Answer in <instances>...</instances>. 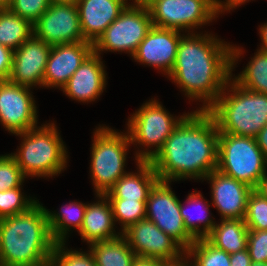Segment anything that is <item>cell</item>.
<instances>
[{"label":"cell","mask_w":267,"mask_h":266,"mask_svg":"<svg viewBox=\"0 0 267 266\" xmlns=\"http://www.w3.org/2000/svg\"><path fill=\"white\" fill-rule=\"evenodd\" d=\"M241 52L240 48L223 43L211 34H183L168 76L189 98L203 99L200 110L207 111L232 77L233 66Z\"/></svg>","instance_id":"1"},{"label":"cell","mask_w":267,"mask_h":266,"mask_svg":"<svg viewBox=\"0 0 267 266\" xmlns=\"http://www.w3.org/2000/svg\"><path fill=\"white\" fill-rule=\"evenodd\" d=\"M218 134L208 111L188 113L149 160L159 180L205 179L217 168Z\"/></svg>","instance_id":"2"},{"label":"cell","mask_w":267,"mask_h":266,"mask_svg":"<svg viewBox=\"0 0 267 266\" xmlns=\"http://www.w3.org/2000/svg\"><path fill=\"white\" fill-rule=\"evenodd\" d=\"M55 241L39 201L27 211L0 219V264L49 266Z\"/></svg>","instance_id":"3"},{"label":"cell","mask_w":267,"mask_h":266,"mask_svg":"<svg viewBox=\"0 0 267 266\" xmlns=\"http://www.w3.org/2000/svg\"><path fill=\"white\" fill-rule=\"evenodd\" d=\"M228 86L231 90L226 93ZM207 111L215 119L219 133L256 138L267 124V95L247 90L230 78Z\"/></svg>","instance_id":"4"},{"label":"cell","mask_w":267,"mask_h":266,"mask_svg":"<svg viewBox=\"0 0 267 266\" xmlns=\"http://www.w3.org/2000/svg\"><path fill=\"white\" fill-rule=\"evenodd\" d=\"M54 123L17 133L23 141L18 153L10 154L23 175L49 177L66 169L67 152Z\"/></svg>","instance_id":"5"},{"label":"cell","mask_w":267,"mask_h":266,"mask_svg":"<svg viewBox=\"0 0 267 266\" xmlns=\"http://www.w3.org/2000/svg\"><path fill=\"white\" fill-rule=\"evenodd\" d=\"M267 159L256 138L218 134L217 170L255 188L267 173Z\"/></svg>","instance_id":"6"},{"label":"cell","mask_w":267,"mask_h":266,"mask_svg":"<svg viewBox=\"0 0 267 266\" xmlns=\"http://www.w3.org/2000/svg\"><path fill=\"white\" fill-rule=\"evenodd\" d=\"M91 150V178L97 195H105L127 172L124 171L128 134H120L109 127L94 132Z\"/></svg>","instance_id":"7"},{"label":"cell","mask_w":267,"mask_h":266,"mask_svg":"<svg viewBox=\"0 0 267 266\" xmlns=\"http://www.w3.org/2000/svg\"><path fill=\"white\" fill-rule=\"evenodd\" d=\"M187 116L174 118L157 100H149L128 120V135L131 144L143 147H156L153 151L136 152V160L149 161L164 146L165 140L171 135L180 122Z\"/></svg>","instance_id":"8"},{"label":"cell","mask_w":267,"mask_h":266,"mask_svg":"<svg viewBox=\"0 0 267 266\" xmlns=\"http://www.w3.org/2000/svg\"><path fill=\"white\" fill-rule=\"evenodd\" d=\"M148 8L126 6L93 43V52L100 55L101 51H126L131 56L152 27Z\"/></svg>","instance_id":"9"},{"label":"cell","mask_w":267,"mask_h":266,"mask_svg":"<svg viewBox=\"0 0 267 266\" xmlns=\"http://www.w3.org/2000/svg\"><path fill=\"white\" fill-rule=\"evenodd\" d=\"M169 184L170 182L159 180L151 189L146 201V219L187 251L196 239L185 228L180 213L181 201Z\"/></svg>","instance_id":"10"},{"label":"cell","mask_w":267,"mask_h":266,"mask_svg":"<svg viewBox=\"0 0 267 266\" xmlns=\"http://www.w3.org/2000/svg\"><path fill=\"white\" fill-rule=\"evenodd\" d=\"M148 10L153 26L178 31L198 28L217 15L211 0H155Z\"/></svg>","instance_id":"11"},{"label":"cell","mask_w":267,"mask_h":266,"mask_svg":"<svg viewBox=\"0 0 267 266\" xmlns=\"http://www.w3.org/2000/svg\"><path fill=\"white\" fill-rule=\"evenodd\" d=\"M122 235L137 257L162 260L171 266L185 265L186 251L152 221L140 220Z\"/></svg>","instance_id":"12"},{"label":"cell","mask_w":267,"mask_h":266,"mask_svg":"<svg viewBox=\"0 0 267 266\" xmlns=\"http://www.w3.org/2000/svg\"><path fill=\"white\" fill-rule=\"evenodd\" d=\"M33 35L48 45L87 41L82 33L77 5L50 4L33 24Z\"/></svg>","instance_id":"13"},{"label":"cell","mask_w":267,"mask_h":266,"mask_svg":"<svg viewBox=\"0 0 267 266\" xmlns=\"http://www.w3.org/2000/svg\"><path fill=\"white\" fill-rule=\"evenodd\" d=\"M30 87L0 81V122L13 134L36 127L37 111Z\"/></svg>","instance_id":"14"},{"label":"cell","mask_w":267,"mask_h":266,"mask_svg":"<svg viewBox=\"0 0 267 266\" xmlns=\"http://www.w3.org/2000/svg\"><path fill=\"white\" fill-rule=\"evenodd\" d=\"M52 46L32 35L13 52L9 81L18 85L43 86L44 72Z\"/></svg>","instance_id":"15"},{"label":"cell","mask_w":267,"mask_h":266,"mask_svg":"<svg viewBox=\"0 0 267 266\" xmlns=\"http://www.w3.org/2000/svg\"><path fill=\"white\" fill-rule=\"evenodd\" d=\"M181 31L152 26L132 56L135 61L170 74L176 61Z\"/></svg>","instance_id":"16"},{"label":"cell","mask_w":267,"mask_h":266,"mask_svg":"<svg viewBox=\"0 0 267 266\" xmlns=\"http://www.w3.org/2000/svg\"><path fill=\"white\" fill-rule=\"evenodd\" d=\"M93 52V43L81 41L52 46L43 86L63 88L83 61Z\"/></svg>","instance_id":"17"},{"label":"cell","mask_w":267,"mask_h":266,"mask_svg":"<svg viewBox=\"0 0 267 266\" xmlns=\"http://www.w3.org/2000/svg\"><path fill=\"white\" fill-rule=\"evenodd\" d=\"M206 178L211 182L213 204L218 209L221 218L244 219L248 196L253 188L217 169Z\"/></svg>","instance_id":"18"},{"label":"cell","mask_w":267,"mask_h":266,"mask_svg":"<svg viewBox=\"0 0 267 266\" xmlns=\"http://www.w3.org/2000/svg\"><path fill=\"white\" fill-rule=\"evenodd\" d=\"M106 86V72L100 55L92 52L62 88L73 100L91 102L97 99Z\"/></svg>","instance_id":"19"},{"label":"cell","mask_w":267,"mask_h":266,"mask_svg":"<svg viewBox=\"0 0 267 266\" xmlns=\"http://www.w3.org/2000/svg\"><path fill=\"white\" fill-rule=\"evenodd\" d=\"M84 38L94 43L127 6L126 0H79L76 4Z\"/></svg>","instance_id":"20"},{"label":"cell","mask_w":267,"mask_h":266,"mask_svg":"<svg viewBox=\"0 0 267 266\" xmlns=\"http://www.w3.org/2000/svg\"><path fill=\"white\" fill-rule=\"evenodd\" d=\"M101 199L96 203L87 204L82 227L81 238L90 245L99 241L116 239L121 235L114 230L115 220L112 205L106 195H98ZM115 232V233H114Z\"/></svg>","instance_id":"21"},{"label":"cell","mask_w":267,"mask_h":266,"mask_svg":"<svg viewBox=\"0 0 267 266\" xmlns=\"http://www.w3.org/2000/svg\"><path fill=\"white\" fill-rule=\"evenodd\" d=\"M138 173L124 174L105 194L108 199L147 201L149 193L159 181L150 161H137Z\"/></svg>","instance_id":"22"},{"label":"cell","mask_w":267,"mask_h":266,"mask_svg":"<svg viewBox=\"0 0 267 266\" xmlns=\"http://www.w3.org/2000/svg\"><path fill=\"white\" fill-rule=\"evenodd\" d=\"M248 228L244 219H222L215 224L205 239L228 254L247 248Z\"/></svg>","instance_id":"23"},{"label":"cell","mask_w":267,"mask_h":266,"mask_svg":"<svg viewBox=\"0 0 267 266\" xmlns=\"http://www.w3.org/2000/svg\"><path fill=\"white\" fill-rule=\"evenodd\" d=\"M97 266H131L135 253L123 235L116 239L90 244Z\"/></svg>","instance_id":"24"},{"label":"cell","mask_w":267,"mask_h":266,"mask_svg":"<svg viewBox=\"0 0 267 266\" xmlns=\"http://www.w3.org/2000/svg\"><path fill=\"white\" fill-rule=\"evenodd\" d=\"M87 204L70 202L61 207L59 213H51L45 208L49 230L55 242H65L67 231L73 226L78 231L82 227Z\"/></svg>","instance_id":"25"},{"label":"cell","mask_w":267,"mask_h":266,"mask_svg":"<svg viewBox=\"0 0 267 266\" xmlns=\"http://www.w3.org/2000/svg\"><path fill=\"white\" fill-rule=\"evenodd\" d=\"M33 35V25L9 8L0 10V44L13 51Z\"/></svg>","instance_id":"26"},{"label":"cell","mask_w":267,"mask_h":266,"mask_svg":"<svg viewBox=\"0 0 267 266\" xmlns=\"http://www.w3.org/2000/svg\"><path fill=\"white\" fill-rule=\"evenodd\" d=\"M233 80L247 90L267 95V52L258 49L245 70Z\"/></svg>","instance_id":"27"},{"label":"cell","mask_w":267,"mask_h":266,"mask_svg":"<svg viewBox=\"0 0 267 266\" xmlns=\"http://www.w3.org/2000/svg\"><path fill=\"white\" fill-rule=\"evenodd\" d=\"M185 258H194L185 262V266H230V254L218 249L209 243L205 238H198L185 253Z\"/></svg>","instance_id":"28"},{"label":"cell","mask_w":267,"mask_h":266,"mask_svg":"<svg viewBox=\"0 0 267 266\" xmlns=\"http://www.w3.org/2000/svg\"><path fill=\"white\" fill-rule=\"evenodd\" d=\"M203 201L205 200L200 194V192L195 191L189 194V196L187 197V202H186L187 204H190L191 206L195 205V207L197 208L199 206L200 207L199 210L202 209V211L204 212V215H203L204 217H200V216L196 217V221L199 224L204 223L202 224L203 228H201L203 230H201L199 228L200 227L199 224L196 223V221H194V217L192 218L191 216L192 214L190 215L186 211L187 208H185L182 203L180 205V213H181V217L184 220L185 228L195 239L205 238L215 226V222H213L212 218H209L210 216H208L209 214L208 213L209 204L207 203L208 201H205L204 203ZM205 212H206V215H205ZM201 213L202 212H200L199 214L201 215Z\"/></svg>","instance_id":"29"},{"label":"cell","mask_w":267,"mask_h":266,"mask_svg":"<svg viewBox=\"0 0 267 266\" xmlns=\"http://www.w3.org/2000/svg\"><path fill=\"white\" fill-rule=\"evenodd\" d=\"M114 220L121 223L122 232L136 222L146 219V201H131L124 199H109Z\"/></svg>","instance_id":"30"},{"label":"cell","mask_w":267,"mask_h":266,"mask_svg":"<svg viewBox=\"0 0 267 266\" xmlns=\"http://www.w3.org/2000/svg\"><path fill=\"white\" fill-rule=\"evenodd\" d=\"M244 221L248 230H267V198L254 189L248 196Z\"/></svg>","instance_id":"31"},{"label":"cell","mask_w":267,"mask_h":266,"mask_svg":"<svg viewBox=\"0 0 267 266\" xmlns=\"http://www.w3.org/2000/svg\"><path fill=\"white\" fill-rule=\"evenodd\" d=\"M65 242H55L49 266H97L94 255L79 251H65Z\"/></svg>","instance_id":"32"},{"label":"cell","mask_w":267,"mask_h":266,"mask_svg":"<svg viewBox=\"0 0 267 266\" xmlns=\"http://www.w3.org/2000/svg\"><path fill=\"white\" fill-rule=\"evenodd\" d=\"M22 194L21 186L0 191V219L23 213L37 202Z\"/></svg>","instance_id":"33"},{"label":"cell","mask_w":267,"mask_h":266,"mask_svg":"<svg viewBox=\"0 0 267 266\" xmlns=\"http://www.w3.org/2000/svg\"><path fill=\"white\" fill-rule=\"evenodd\" d=\"M24 178L17 161L10 154L0 156V191L20 187Z\"/></svg>","instance_id":"34"},{"label":"cell","mask_w":267,"mask_h":266,"mask_svg":"<svg viewBox=\"0 0 267 266\" xmlns=\"http://www.w3.org/2000/svg\"><path fill=\"white\" fill-rule=\"evenodd\" d=\"M49 6V0H12L9 9L33 25Z\"/></svg>","instance_id":"35"},{"label":"cell","mask_w":267,"mask_h":266,"mask_svg":"<svg viewBox=\"0 0 267 266\" xmlns=\"http://www.w3.org/2000/svg\"><path fill=\"white\" fill-rule=\"evenodd\" d=\"M247 250L251 262L267 263V230H248Z\"/></svg>","instance_id":"36"},{"label":"cell","mask_w":267,"mask_h":266,"mask_svg":"<svg viewBox=\"0 0 267 266\" xmlns=\"http://www.w3.org/2000/svg\"><path fill=\"white\" fill-rule=\"evenodd\" d=\"M13 50L0 44V81L9 80L12 72Z\"/></svg>","instance_id":"37"},{"label":"cell","mask_w":267,"mask_h":266,"mask_svg":"<svg viewBox=\"0 0 267 266\" xmlns=\"http://www.w3.org/2000/svg\"><path fill=\"white\" fill-rule=\"evenodd\" d=\"M251 263L247 248L230 254V266H251Z\"/></svg>","instance_id":"38"},{"label":"cell","mask_w":267,"mask_h":266,"mask_svg":"<svg viewBox=\"0 0 267 266\" xmlns=\"http://www.w3.org/2000/svg\"><path fill=\"white\" fill-rule=\"evenodd\" d=\"M131 266H171V265L158 259L136 257Z\"/></svg>","instance_id":"39"},{"label":"cell","mask_w":267,"mask_h":266,"mask_svg":"<svg viewBox=\"0 0 267 266\" xmlns=\"http://www.w3.org/2000/svg\"><path fill=\"white\" fill-rule=\"evenodd\" d=\"M246 1L247 0H226V2H223V1H220L219 0L218 3H217V5H216V13L218 15L220 12L223 13L226 10L227 11L228 10L230 11L233 8H236L237 6H239L240 4L246 3Z\"/></svg>","instance_id":"40"},{"label":"cell","mask_w":267,"mask_h":266,"mask_svg":"<svg viewBox=\"0 0 267 266\" xmlns=\"http://www.w3.org/2000/svg\"><path fill=\"white\" fill-rule=\"evenodd\" d=\"M258 147L263 152V155L267 159V124L260 130L256 136Z\"/></svg>","instance_id":"41"},{"label":"cell","mask_w":267,"mask_h":266,"mask_svg":"<svg viewBox=\"0 0 267 266\" xmlns=\"http://www.w3.org/2000/svg\"><path fill=\"white\" fill-rule=\"evenodd\" d=\"M254 190L267 198V173L259 180Z\"/></svg>","instance_id":"42"},{"label":"cell","mask_w":267,"mask_h":266,"mask_svg":"<svg viewBox=\"0 0 267 266\" xmlns=\"http://www.w3.org/2000/svg\"><path fill=\"white\" fill-rule=\"evenodd\" d=\"M261 40L263 42L260 50L267 52V23L260 27Z\"/></svg>","instance_id":"43"},{"label":"cell","mask_w":267,"mask_h":266,"mask_svg":"<svg viewBox=\"0 0 267 266\" xmlns=\"http://www.w3.org/2000/svg\"><path fill=\"white\" fill-rule=\"evenodd\" d=\"M154 1L155 0H134L135 4L131 5V4L127 3V0H126V4H127V6L146 7V8H148Z\"/></svg>","instance_id":"44"},{"label":"cell","mask_w":267,"mask_h":266,"mask_svg":"<svg viewBox=\"0 0 267 266\" xmlns=\"http://www.w3.org/2000/svg\"><path fill=\"white\" fill-rule=\"evenodd\" d=\"M50 4H57V3H63V4H72L76 5L79 0H49Z\"/></svg>","instance_id":"45"},{"label":"cell","mask_w":267,"mask_h":266,"mask_svg":"<svg viewBox=\"0 0 267 266\" xmlns=\"http://www.w3.org/2000/svg\"><path fill=\"white\" fill-rule=\"evenodd\" d=\"M12 0H0V10L10 7Z\"/></svg>","instance_id":"46"},{"label":"cell","mask_w":267,"mask_h":266,"mask_svg":"<svg viewBox=\"0 0 267 266\" xmlns=\"http://www.w3.org/2000/svg\"><path fill=\"white\" fill-rule=\"evenodd\" d=\"M251 266H267V263H264V262L254 263V262H252Z\"/></svg>","instance_id":"47"},{"label":"cell","mask_w":267,"mask_h":266,"mask_svg":"<svg viewBox=\"0 0 267 266\" xmlns=\"http://www.w3.org/2000/svg\"><path fill=\"white\" fill-rule=\"evenodd\" d=\"M215 5H217L219 0H211Z\"/></svg>","instance_id":"48"}]
</instances>
